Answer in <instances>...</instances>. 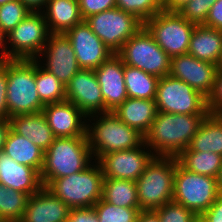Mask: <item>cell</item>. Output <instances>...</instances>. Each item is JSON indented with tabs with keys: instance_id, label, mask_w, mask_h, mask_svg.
Instances as JSON below:
<instances>
[{
	"instance_id": "1",
	"label": "cell",
	"mask_w": 222,
	"mask_h": 222,
	"mask_svg": "<svg viewBox=\"0 0 222 222\" xmlns=\"http://www.w3.org/2000/svg\"><path fill=\"white\" fill-rule=\"evenodd\" d=\"M206 115L158 112L144 136V143L155 156L177 157L190 146Z\"/></svg>"
},
{
	"instance_id": "2",
	"label": "cell",
	"mask_w": 222,
	"mask_h": 222,
	"mask_svg": "<svg viewBox=\"0 0 222 222\" xmlns=\"http://www.w3.org/2000/svg\"><path fill=\"white\" fill-rule=\"evenodd\" d=\"M86 134L96 161L107 153L133 149L144 142V136L121 121L113 111L88 116Z\"/></svg>"
},
{
	"instance_id": "3",
	"label": "cell",
	"mask_w": 222,
	"mask_h": 222,
	"mask_svg": "<svg viewBox=\"0 0 222 222\" xmlns=\"http://www.w3.org/2000/svg\"><path fill=\"white\" fill-rule=\"evenodd\" d=\"M94 161L87 134L76 137H55L44 152L40 172L43 187L52 180L81 172Z\"/></svg>"
},
{
	"instance_id": "4",
	"label": "cell",
	"mask_w": 222,
	"mask_h": 222,
	"mask_svg": "<svg viewBox=\"0 0 222 222\" xmlns=\"http://www.w3.org/2000/svg\"><path fill=\"white\" fill-rule=\"evenodd\" d=\"M6 97L10 117L43 110L36 88L35 59H7Z\"/></svg>"
},
{
	"instance_id": "5",
	"label": "cell",
	"mask_w": 222,
	"mask_h": 222,
	"mask_svg": "<svg viewBox=\"0 0 222 222\" xmlns=\"http://www.w3.org/2000/svg\"><path fill=\"white\" fill-rule=\"evenodd\" d=\"M104 174L94 160L81 172L52 180L45 188L72 208L93 207L101 198Z\"/></svg>"
},
{
	"instance_id": "6",
	"label": "cell",
	"mask_w": 222,
	"mask_h": 222,
	"mask_svg": "<svg viewBox=\"0 0 222 222\" xmlns=\"http://www.w3.org/2000/svg\"><path fill=\"white\" fill-rule=\"evenodd\" d=\"M176 157L155 156L135 181L141 210L154 211L173 200Z\"/></svg>"
},
{
	"instance_id": "7",
	"label": "cell",
	"mask_w": 222,
	"mask_h": 222,
	"mask_svg": "<svg viewBox=\"0 0 222 222\" xmlns=\"http://www.w3.org/2000/svg\"><path fill=\"white\" fill-rule=\"evenodd\" d=\"M220 195L216 178L184 169H175L173 202L183 205L200 217Z\"/></svg>"
},
{
	"instance_id": "8",
	"label": "cell",
	"mask_w": 222,
	"mask_h": 222,
	"mask_svg": "<svg viewBox=\"0 0 222 222\" xmlns=\"http://www.w3.org/2000/svg\"><path fill=\"white\" fill-rule=\"evenodd\" d=\"M117 55L125 65L139 68L158 78L170 73L171 57L144 26L123 44Z\"/></svg>"
},
{
	"instance_id": "9",
	"label": "cell",
	"mask_w": 222,
	"mask_h": 222,
	"mask_svg": "<svg viewBox=\"0 0 222 222\" xmlns=\"http://www.w3.org/2000/svg\"><path fill=\"white\" fill-rule=\"evenodd\" d=\"M49 35L44 14L29 13L5 36L6 59H35L45 47Z\"/></svg>"
},
{
	"instance_id": "10",
	"label": "cell",
	"mask_w": 222,
	"mask_h": 222,
	"mask_svg": "<svg viewBox=\"0 0 222 222\" xmlns=\"http://www.w3.org/2000/svg\"><path fill=\"white\" fill-rule=\"evenodd\" d=\"M196 24L178 12L162 10L144 23L155 42L172 58L188 53L190 37Z\"/></svg>"
},
{
	"instance_id": "11",
	"label": "cell",
	"mask_w": 222,
	"mask_h": 222,
	"mask_svg": "<svg viewBox=\"0 0 222 222\" xmlns=\"http://www.w3.org/2000/svg\"><path fill=\"white\" fill-rule=\"evenodd\" d=\"M155 103L158 112L208 114L206 97L184 81L170 75L159 78Z\"/></svg>"
},
{
	"instance_id": "12",
	"label": "cell",
	"mask_w": 222,
	"mask_h": 222,
	"mask_svg": "<svg viewBox=\"0 0 222 222\" xmlns=\"http://www.w3.org/2000/svg\"><path fill=\"white\" fill-rule=\"evenodd\" d=\"M85 21L113 54L144 26L136 16L117 7L91 15Z\"/></svg>"
},
{
	"instance_id": "13",
	"label": "cell",
	"mask_w": 222,
	"mask_h": 222,
	"mask_svg": "<svg viewBox=\"0 0 222 222\" xmlns=\"http://www.w3.org/2000/svg\"><path fill=\"white\" fill-rule=\"evenodd\" d=\"M35 60L65 86L80 70L73 46L63 33H50L45 47Z\"/></svg>"
},
{
	"instance_id": "14",
	"label": "cell",
	"mask_w": 222,
	"mask_h": 222,
	"mask_svg": "<svg viewBox=\"0 0 222 222\" xmlns=\"http://www.w3.org/2000/svg\"><path fill=\"white\" fill-rule=\"evenodd\" d=\"M154 157L155 154L143 142L140 146L133 149L107 153L97 162L102 168L104 178L135 182Z\"/></svg>"
},
{
	"instance_id": "15",
	"label": "cell",
	"mask_w": 222,
	"mask_h": 222,
	"mask_svg": "<svg viewBox=\"0 0 222 222\" xmlns=\"http://www.w3.org/2000/svg\"><path fill=\"white\" fill-rule=\"evenodd\" d=\"M65 35L73 46L80 69L95 70L113 55L85 20L72 27Z\"/></svg>"
},
{
	"instance_id": "16",
	"label": "cell",
	"mask_w": 222,
	"mask_h": 222,
	"mask_svg": "<svg viewBox=\"0 0 222 222\" xmlns=\"http://www.w3.org/2000/svg\"><path fill=\"white\" fill-rule=\"evenodd\" d=\"M217 72L218 65L187 53L171 58L169 75L184 81L207 98L213 89Z\"/></svg>"
},
{
	"instance_id": "17",
	"label": "cell",
	"mask_w": 222,
	"mask_h": 222,
	"mask_svg": "<svg viewBox=\"0 0 222 222\" xmlns=\"http://www.w3.org/2000/svg\"><path fill=\"white\" fill-rule=\"evenodd\" d=\"M66 100L87 117L104 112V99L94 70L80 69L65 86Z\"/></svg>"
},
{
	"instance_id": "18",
	"label": "cell",
	"mask_w": 222,
	"mask_h": 222,
	"mask_svg": "<svg viewBox=\"0 0 222 222\" xmlns=\"http://www.w3.org/2000/svg\"><path fill=\"white\" fill-rule=\"evenodd\" d=\"M42 112L55 137L86 135L87 116L74 103L64 100L47 104Z\"/></svg>"
},
{
	"instance_id": "19",
	"label": "cell",
	"mask_w": 222,
	"mask_h": 222,
	"mask_svg": "<svg viewBox=\"0 0 222 222\" xmlns=\"http://www.w3.org/2000/svg\"><path fill=\"white\" fill-rule=\"evenodd\" d=\"M104 99V112L115 110L127 98L124 81V63L117 54H113L95 70Z\"/></svg>"
},
{
	"instance_id": "20",
	"label": "cell",
	"mask_w": 222,
	"mask_h": 222,
	"mask_svg": "<svg viewBox=\"0 0 222 222\" xmlns=\"http://www.w3.org/2000/svg\"><path fill=\"white\" fill-rule=\"evenodd\" d=\"M70 207L42 187L29 196L20 222H66Z\"/></svg>"
},
{
	"instance_id": "21",
	"label": "cell",
	"mask_w": 222,
	"mask_h": 222,
	"mask_svg": "<svg viewBox=\"0 0 222 222\" xmlns=\"http://www.w3.org/2000/svg\"><path fill=\"white\" fill-rule=\"evenodd\" d=\"M0 183L31 196L38 192L43 184L40 173L29 166L18 164L3 151L0 152Z\"/></svg>"
},
{
	"instance_id": "22",
	"label": "cell",
	"mask_w": 222,
	"mask_h": 222,
	"mask_svg": "<svg viewBox=\"0 0 222 222\" xmlns=\"http://www.w3.org/2000/svg\"><path fill=\"white\" fill-rule=\"evenodd\" d=\"M113 113L143 136L149 131L158 109L155 100L127 98Z\"/></svg>"
},
{
	"instance_id": "23",
	"label": "cell",
	"mask_w": 222,
	"mask_h": 222,
	"mask_svg": "<svg viewBox=\"0 0 222 222\" xmlns=\"http://www.w3.org/2000/svg\"><path fill=\"white\" fill-rule=\"evenodd\" d=\"M10 128L17 134L31 140L36 146L46 151L55 136L48 125L43 112L16 115L10 117Z\"/></svg>"
},
{
	"instance_id": "24",
	"label": "cell",
	"mask_w": 222,
	"mask_h": 222,
	"mask_svg": "<svg viewBox=\"0 0 222 222\" xmlns=\"http://www.w3.org/2000/svg\"><path fill=\"white\" fill-rule=\"evenodd\" d=\"M188 54L218 65L222 56V30L196 25L190 37Z\"/></svg>"
},
{
	"instance_id": "25",
	"label": "cell",
	"mask_w": 222,
	"mask_h": 222,
	"mask_svg": "<svg viewBox=\"0 0 222 222\" xmlns=\"http://www.w3.org/2000/svg\"><path fill=\"white\" fill-rule=\"evenodd\" d=\"M50 33H63L84 21L78 0H48L42 11Z\"/></svg>"
},
{
	"instance_id": "26",
	"label": "cell",
	"mask_w": 222,
	"mask_h": 222,
	"mask_svg": "<svg viewBox=\"0 0 222 222\" xmlns=\"http://www.w3.org/2000/svg\"><path fill=\"white\" fill-rule=\"evenodd\" d=\"M3 152L18 164L26 165L41 172L44 160V150L31 140L9 129Z\"/></svg>"
},
{
	"instance_id": "27",
	"label": "cell",
	"mask_w": 222,
	"mask_h": 222,
	"mask_svg": "<svg viewBox=\"0 0 222 222\" xmlns=\"http://www.w3.org/2000/svg\"><path fill=\"white\" fill-rule=\"evenodd\" d=\"M189 148L196 152L222 155V115L207 114L193 136Z\"/></svg>"
},
{
	"instance_id": "28",
	"label": "cell",
	"mask_w": 222,
	"mask_h": 222,
	"mask_svg": "<svg viewBox=\"0 0 222 222\" xmlns=\"http://www.w3.org/2000/svg\"><path fill=\"white\" fill-rule=\"evenodd\" d=\"M102 199L117 207L140 208L136 182L131 180L104 178Z\"/></svg>"
},
{
	"instance_id": "29",
	"label": "cell",
	"mask_w": 222,
	"mask_h": 222,
	"mask_svg": "<svg viewBox=\"0 0 222 222\" xmlns=\"http://www.w3.org/2000/svg\"><path fill=\"white\" fill-rule=\"evenodd\" d=\"M123 74L129 98L155 100L158 77L125 64Z\"/></svg>"
},
{
	"instance_id": "30",
	"label": "cell",
	"mask_w": 222,
	"mask_h": 222,
	"mask_svg": "<svg viewBox=\"0 0 222 222\" xmlns=\"http://www.w3.org/2000/svg\"><path fill=\"white\" fill-rule=\"evenodd\" d=\"M176 158L184 169L214 178L222 166V155L212 152H196L189 147Z\"/></svg>"
},
{
	"instance_id": "31",
	"label": "cell",
	"mask_w": 222,
	"mask_h": 222,
	"mask_svg": "<svg viewBox=\"0 0 222 222\" xmlns=\"http://www.w3.org/2000/svg\"><path fill=\"white\" fill-rule=\"evenodd\" d=\"M29 196L0 183V222H20Z\"/></svg>"
},
{
	"instance_id": "32",
	"label": "cell",
	"mask_w": 222,
	"mask_h": 222,
	"mask_svg": "<svg viewBox=\"0 0 222 222\" xmlns=\"http://www.w3.org/2000/svg\"><path fill=\"white\" fill-rule=\"evenodd\" d=\"M36 88L44 105L66 100V88L52 73L36 61Z\"/></svg>"
},
{
	"instance_id": "33",
	"label": "cell",
	"mask_w": 222,
	"mask_h": 222,
	"mask_svg": "<svg viewBox=\"0 0 222 222\" xmlns=\"http://www.w3.org/2000/svg\"><path fill=\"white\" fill-rule=\"evenodd\" d=\"M99 222H136L140 208L117 207L102 198L93 206Z\"/></svg>"
},
{
	"instance_id": "34",
	"label": "cell",
	"mask_w": 222,
	"mask_h": 222,
	"mask_svg": "<svg viewBox=\"0 0 222 222\" xmlns=\"http://www.w3.org/2000/svg\"><path fill=\"white\" fill-rule=\"evenodd\" d=\"M116 7L145 23L163 10V0H116Z\"/></svg>"
},
{
	"instance_id": "35",
	"label": "cell",
	"mask_w": 222,
	"mask_h": 222,
	"mask_svg": "<svg viewBox=\"0 0 222 222\" xmlns=\"http://www.w3.org/2000/svg\"><path fill=\"white\" fill-rule=\"evenodd\" d=\"M31 11L19 0L0 5V29L4 36L11 32Z\"/></svg>"
},
{
	"instance_id": "36",
	"label": "cell",
	"mask_w": 222,
	"mask_h": 222,
	"mask_svg": "<svg viewBox=\"0 0 222 222\" xmlns=\"http://www.w3.org/2000/svg\"><path fill=\"white\" fill-rule=\"evenodd\" d=\"M160 222H194L198 216L183 205L173 201L154 210Z\"/></svg>"
},
{
	"instance_id": "37",
	"label": "cell",
	"mask_w": 222,
	"mask_h": 222,
	"mask_svg": "<svg viewBox=\"0 0 222 222\" xmlns=\"http://www.w3.org/2000/svg\"><path fill=\"white\" fill-rule=\"evenodd\" d=\"M217 0H190L178 13L196 25L205 23L210 8Z\"/></svg>"
},
{
	"instance_id": "38",
	"label": "cell",
	"mask_w": 222,
	"mask_h": 222,
	"mask_svg": "<svg viewBox=\"0 0 222 222\" xmlns=\"http://www.w3.org/2000/svg\"><path fill=\"white\" fill-rule=\"evenodd\" d=\"M208 114L222 115V69H218L213 89L206 98Z\"/></svg>"
},
{
	"instance_id": "39",
	"label": "cell",
	"mask_w": 222,
	"mask_h": 222,
	"mask_svg": "<svg viewBox=\"0 0 222 222\" xmlns=\"http://www.w3.org/2000/svg\"><path fill=\"white\" fill-rule=\"evenodd\" d=\"M78 2L84 20L91 15L116 8V0H78Z\"/></svg>"
},
{
	"instance_id": "40",
	"label": "cell",
	"mask_w": 222,
	"mask_h": 222,
	"mask_svg": "<svg viewBox=\"0 0 222 222\" xmlns=\"http://www.w3.org/2000/svg\"><path fill=\"white\" fill-rule=\"evenodd\" d=\"M7 59L0 63V119L9 120L7 106Z\"/></svg>"
},
{
	"instance_id": "41",
	"label": "cell",
	"mask_w": 222,
	"mask_h": 222,
	"mask_svg": "<svg viewBox=\"0 0 222 222\" xmlns=\"http://www.w3.org/2000/svg\"><path fill=\"white\" fill-rule=\"evenodd\" d=\"M66 222H99L93 207L70 209Z\"/></svg>"
},
{
	"instance_id": "42",
	"label": "cell",
	"mask_w": 222,
	"mask_h": 222,
	"mask_svg": "<svg viewBox=\"0 0 222 222\" xmlns=\"http://www.w3.org/2000/svg\"><path fill=\"white\" fill-rule=\"evenodd\" d=\"M203 25L217 30H222V0H217L212 5Z\"/></svg>"
},
{
	"instance_id": "43",
	"label": "cell",
	"mask_w": 222,
	"mask_h": 222,
	"mask_svg": "<svg viewBox=\"0 0 222 222\" xmlns=\"http://www.w3.org/2000/svg\"><path fill=\"white\" fill-rule=\"evenodd\" d=\"M203 222H222V194H220L213 205L200 217Z\"/></svg>"
},
{
	"instance_id": "44",
	"label": "cell",
	"mask_w": 222,
	"mask_h": 222,
	"mask_svg": "<svg viewBox=\"0 0 222 222\" xmlns=\"http://www.w3.org/2000/svg\"><path fill=\"white\" fill-rule=\"evenodd\" d=\"M190 0H163V10L167 12H178Z\"/></svg>"
},
{
	"instance_id": "45",
	"label": "cell",
	"mask_w": 222,
	"mask_h": 222,
	"mask_svg": "<svg viewBox=\"0 0 222 222\" xmlns=\"http://www.w3.org/2000/svg\"><path fill=\"white\" fill-rule=\"evenodd\" d=\"M19 1H21L31 12H42L48 0H19Z\"/></svg>"
},
{
	"instance_id": "46",
	"label": "cell",
	"mask_w": 222,
	"mask_h": 222,
	"mask_svg": "<svg viewBox=\"0 0 222 222\" xmlns=\"http://www.w3.org/2000/svg\"><path fill=\"white\" fill-rule=\"evenodd\" d=\"M136 222H160L155 211L141 210Z\"/></svg>"
},
{
	"instance_id": "47",
	"label": "cell",
	"mask_w": 222,
	"mask_h": 222,
	"mask_svg": "<svg viewBox=\"0 0 222 222\" xmlns=\"http://www.w3.org/2000/svg\"><path fill=\"white\" fill-rule=\"evenodd\" d=\"M10 129V121L0 119V152L4 149L5 139Z\"/></svg>"
},
{
	"instance_id": "48",
	"label": "cell",
	"mask_w": 222,
	"mask_h": 222,
	"mask_svg": "<svg viewBox=\"0 0 222 222\" xmlns=\"http://www.w3.org/2000/svg\"><path fill=\"white\" fill-rule=\"evenodd\" d=\"M4 46H5V36L3 35L0 29V63L6 60L4 54Z\"/></svg>"
},
{
	"instance_id": "49",
	"label": "cell",
	"mask_w": 222,
	"mask_h": 222,
	"mask_svg": "<svg viewBox=\"0 0 222 222\" xmlns=\"http://www.w3.org/2000/svg\"><path fill=\"white\" fill-rule=\"evenodd\" d=\"M216 182L219 189L220 194H222V166L218 171V174L216 176Z\"/></svg>"
},
{
	"instance_id": "50",
	"label": "cell",
	"mask_w": 222,
	"mask_h": 222,
	"mask_svg": "<svg viewBox=\"0 0 222 222\" xmlns=\"http://www.w3.org/2000/svg\"><path fill=\"white\" fill-rule=\"evenodd\" d=\"M10 1H13V0H0V5H3V4L10 2Z\"/></svg>"
},
{
	"instance_id": "51",
	"label": "cell",
	"mask_w": 222,
	"mask_h": 222,
	"mask_svg": "<svg viewBox=\"0 0 222 222\" xmlns=\"http://www.w3.org/2000/svg\"><path fill=\"white\" fill-rule=\"evenodd\" d=\"M218 69H222V56H221V60H220V62L218 64Z\"/></svg>"
},
{
	"instance_id": "52",
	"label": "cell",
	"mask_w": 222,
	"mask_h": 222,
	"mask_svg": "<svg viewBox=\"0 0 222 222\" xmlns=\"http://www.w3.org/2000/svg\"><path fill=\"white\" fill-rule=\"evenodd\" d=\"M194 222H203L199 217Z\"/></svg>"
}]
</instances>
